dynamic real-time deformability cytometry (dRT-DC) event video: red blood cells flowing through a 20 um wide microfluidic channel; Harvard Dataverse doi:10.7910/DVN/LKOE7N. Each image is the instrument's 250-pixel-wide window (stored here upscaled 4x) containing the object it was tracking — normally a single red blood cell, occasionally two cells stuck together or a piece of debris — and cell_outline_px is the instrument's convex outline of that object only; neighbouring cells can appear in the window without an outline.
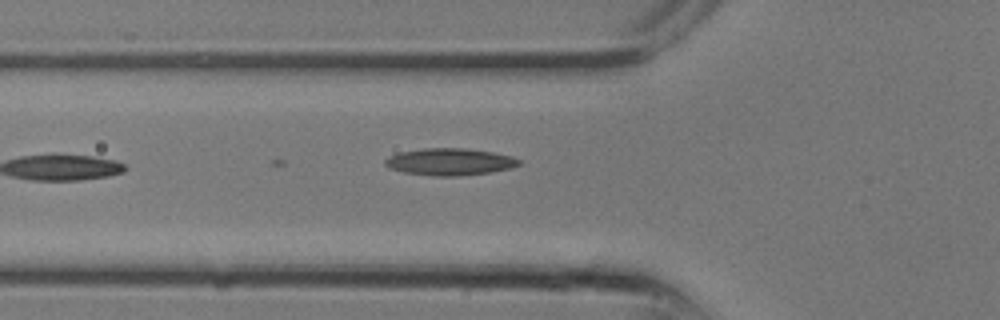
{"species": "common noctule bat (a hibernating species)", "species_latin": "Nyctalus noctula", "temperature_condition": "room temperature", "stored_images_in_passage": 9, "camera_frame_rate_fps": 3000, "um_per_image_px": 0.085, "animal": {"sex": "male", "body_mass_g": 13.3}, "frame": {"image": 1, "passage_image": 9, "time_ms": 2.667, "image_size_px": [1000, 320], "cell_outline_px": [[520, 164], [512, 168], [492, 172], [456, 176], [436, 176], [404, 172], [388, 168], [384, 164], [384, 160], [388, 156], [400, 152], [424, 148], [468, 148], [492, 152], [512, 156], [520, 160]], "centroid_in_image_um": [38.23, 13.75], "position_along_channel_um": 87.6, "area_um2": 21.15}}